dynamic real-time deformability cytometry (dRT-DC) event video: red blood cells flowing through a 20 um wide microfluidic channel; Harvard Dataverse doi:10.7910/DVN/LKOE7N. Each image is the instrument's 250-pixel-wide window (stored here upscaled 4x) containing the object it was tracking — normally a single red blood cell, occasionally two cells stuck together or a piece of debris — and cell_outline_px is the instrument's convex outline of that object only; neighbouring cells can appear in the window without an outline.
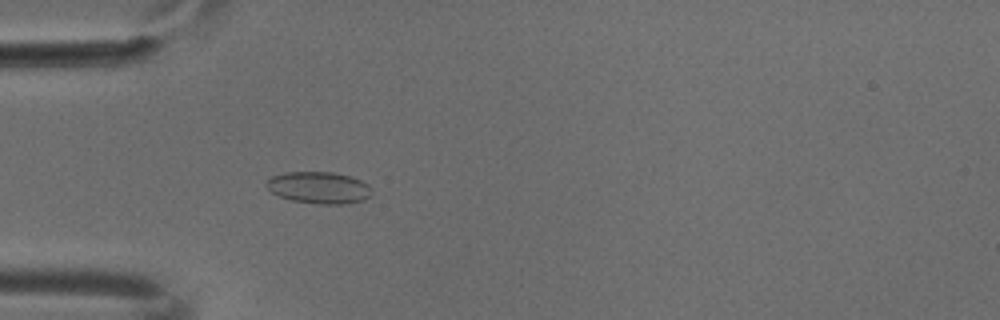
{"species": "common noctule bat (a hibernating species)", "species_latin": "Nyctalus noctula", "temperature_condition": "cold", "stored_images_in_passage": 3, "camera_frame_rate_fps": 3000, "um_per_image_px": 0.085, "animal": {"sex": "male", "body_mass_g": 18.8}, "frame": {"image": 1, "passage_image": 3, "time_ms": 0.667, "image_size_px": [1000, 320], "cell_outline_px": [[372, 192], [364, 200], [348, 204], [316, 204], [292, 200], [280, 196], [272, 192], [264, 184], [272, 176], [284, 172], [332, 172], [352, 176], [368, 184]], "centroid_in_image_um": [27.12, 15.95], "position_along_channel_um": 57.9, "area_um2": 19.59}}